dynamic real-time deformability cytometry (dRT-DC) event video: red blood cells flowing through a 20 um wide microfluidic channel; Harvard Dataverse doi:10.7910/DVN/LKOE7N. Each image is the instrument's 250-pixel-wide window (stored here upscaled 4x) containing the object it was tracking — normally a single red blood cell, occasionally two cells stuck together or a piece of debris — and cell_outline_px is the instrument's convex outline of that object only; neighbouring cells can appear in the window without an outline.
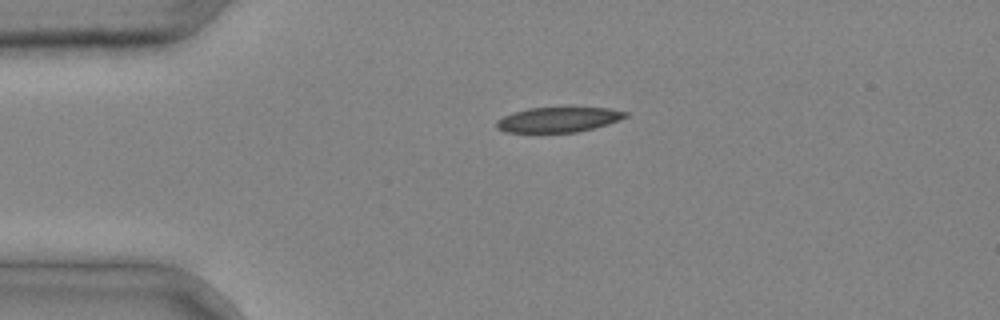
{"species": "common noctule bat (a hibernating species)", "species_latin": "Nyctalus noctula", "temperature_condition": "cold", "stored_images_in_passage": 2, "camera_frame_rate_fps": 3000, "um_per_image_px": 0.085, "animal": {"sex": "male", "body_mass_g": 20.4}, "frame": {"image": 1, "passage_image": 1, "time_ms": 0.0, "image_size_px": [1000, 320], "cell_outline_px": [[628, 116], [608, 124], [576, 132], [504, 132], [496, 128], [496, 120], [512, 112], [528, 108], [608, 108], [628, 112]], "centroid_in_image_um": [47.42, 10.17], "position_along_channel_um": 37.6, "area_um2": 18.67}}
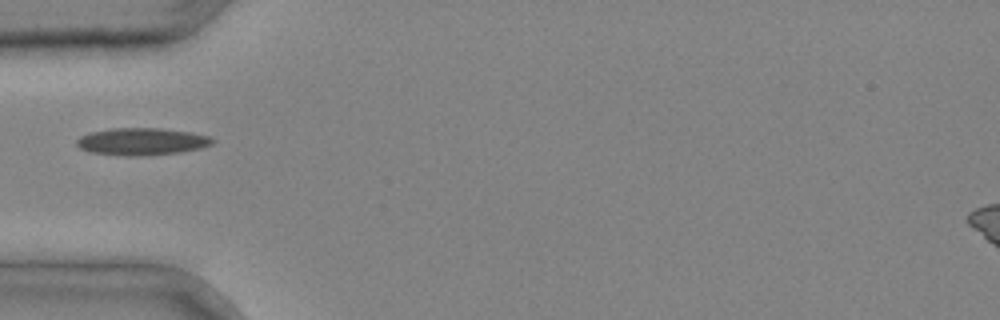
{"frame": {"image": 2, "passage_image": 2, "time_ms": 0.333, "image_size_px": [1000, 320], "cell_outline_px": [[216, 140], [212, 144], [200, 148], [180, 152], [136, 156], [124, 156], [88, 152], [80, 148], [76, 144], [76, 140], [80, 136], [88, 132], [112, 128], [160, 128], [192, 132], [208, 136]], "centroid_in_image_um": [12.02, 12.02], "position_along_channel_um": 73.0, "area_um2": 21.68}}